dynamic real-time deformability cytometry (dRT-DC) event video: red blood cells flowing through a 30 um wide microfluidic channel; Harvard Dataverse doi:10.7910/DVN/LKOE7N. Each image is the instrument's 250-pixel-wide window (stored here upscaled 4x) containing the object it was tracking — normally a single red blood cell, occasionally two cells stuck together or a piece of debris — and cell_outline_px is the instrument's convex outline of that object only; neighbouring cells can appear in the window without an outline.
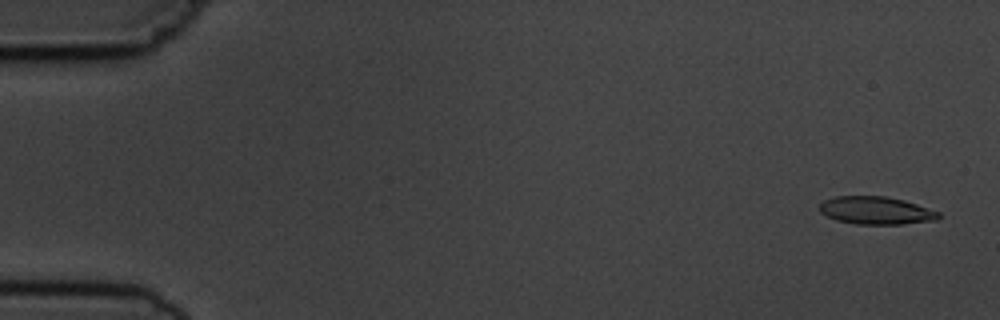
{"species": "common noctule bat (a hibernating species)", "species_latin": "Nyctalus noctula", "temperature_condition": "cold", "stored_images_in_passage": 5, "camera_frame_rate_fps": 3000, "um_per_image_px": 0.085, "animal": {"sex": "male", "body_mass_g": 19.5, "forearm_length_mm": 54.6}, "frame": {"image": 1, "passage_image": 1, "time_ms": 0.0, "image_size_px": [1000, 320], "cell_outline_px": [[940, 216], [936, 220], [904, 224], [856, 224], [836, 220], [820, 212], [820, 204], [824, 200], [836, 196], [884, 196], [904, 200], [940, 212]], "centroid_in_image_um": [74.47, 17.89], "position_along_channel_um": 10.5, "area_um2": 19.19}}
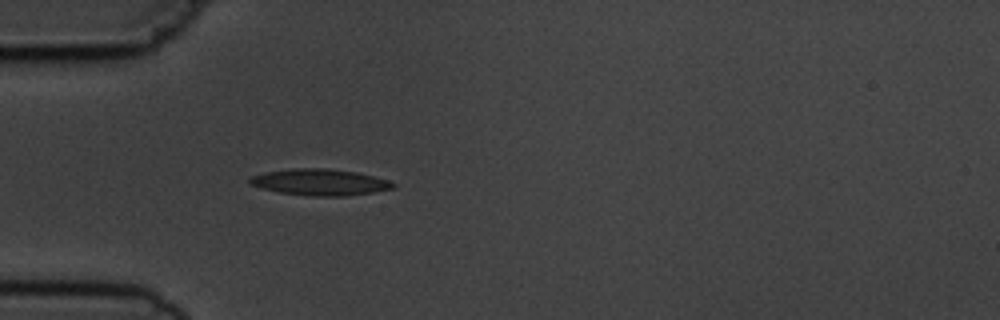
{"frame": {"image": 2, "passage_image": 5, "time_ms": 4.667, "image_size_px": [1000, 320], "cell_outline_px": [[396, 184], [392, 188], [372, 192], [344, 196], [312, 196], [280, 192], [264, 188], [252, 184], [248, 180], [248, 176], [264, 172], [292, 168], [328, 168], [356, 172], [388, 180]], "centroid_in_image_um": [27.16, 15.47], "position_along_channel_um": 57.8, "area_um2": 21.79}}